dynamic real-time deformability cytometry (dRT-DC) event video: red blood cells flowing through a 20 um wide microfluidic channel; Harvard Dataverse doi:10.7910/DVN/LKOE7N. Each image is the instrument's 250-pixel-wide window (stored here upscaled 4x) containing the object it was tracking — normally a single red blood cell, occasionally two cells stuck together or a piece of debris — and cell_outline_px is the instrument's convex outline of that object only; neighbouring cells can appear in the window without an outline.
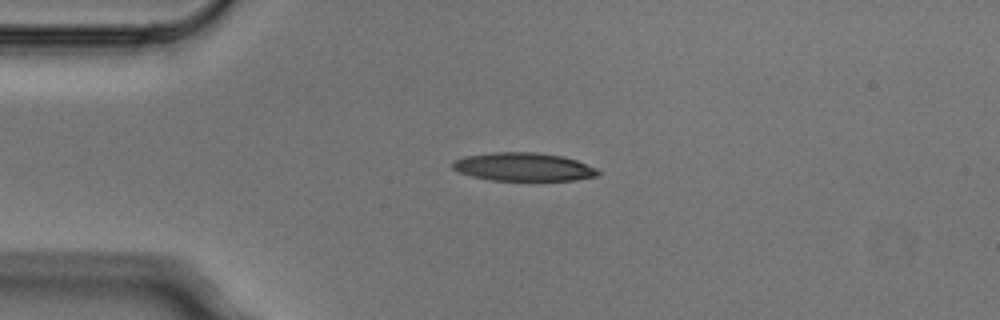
{"species": "Egyptian fruit bat (a non-hibernating species)", "species_latin": "Rousettus aegyptiacus", "temperature_condition": "cold", "stored_images_in_passage": 3, "camera_frame_rate_fps": 3000, "um_per_image_px": 0.085, "animal": {"sex": "male"}, "frame": {"image": 1, "passage_image": 3, "time_ms": 0.667, "image_size_px": [1000, 320], "cell_outline_px": [[600, 172], [596, 176], [576, 180], [492, 180], [472, 176], [460, 172], [452, 168], [452, 160], [464, 156], [492, 152], [536, 152], [564, 156], [576, 160], [596, 168]], "centroid_in_image_um": [44.48, 14.17], "position_along_channel_um": 40.5, "area_um2": 23.99}}